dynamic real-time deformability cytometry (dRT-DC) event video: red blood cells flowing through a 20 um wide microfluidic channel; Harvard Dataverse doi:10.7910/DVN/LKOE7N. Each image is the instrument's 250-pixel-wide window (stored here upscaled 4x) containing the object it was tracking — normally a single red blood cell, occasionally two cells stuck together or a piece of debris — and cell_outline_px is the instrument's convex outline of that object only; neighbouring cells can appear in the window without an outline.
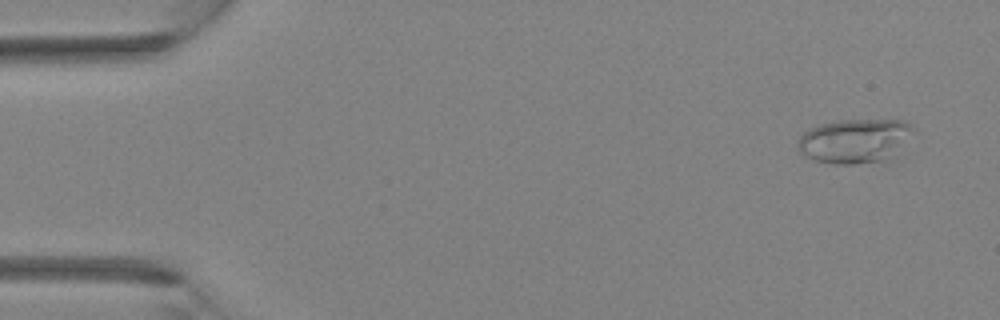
{"species": "Egyptian fruit bat (a non-hibernating species)", "species_latin": "Rousettus aegyptiacus", "temperature_condition": "room temperature", "stored_images_in_passage": 3, "camera_frame_rate_fps": 3000, "um_per_image_px": 0.085, "animal": {"sex": "female"}, "frame": {"image": 1, "passage_image": 1, "time_ms": 0.0, "image_size_px": [1000, 320], "cell_outline_px": [[916, 128], [896, 156], [884, 160], [852, 164], [836, 164], [816, 160], [800, 152], [796, 144], [796, 140], [808, 128], [820, 124], [840, 120], [904, 120]], "centroid_in_image_um": [72.67, 11.96], "position_along_channel_um": 12.3, "area_um2": 29.94}}